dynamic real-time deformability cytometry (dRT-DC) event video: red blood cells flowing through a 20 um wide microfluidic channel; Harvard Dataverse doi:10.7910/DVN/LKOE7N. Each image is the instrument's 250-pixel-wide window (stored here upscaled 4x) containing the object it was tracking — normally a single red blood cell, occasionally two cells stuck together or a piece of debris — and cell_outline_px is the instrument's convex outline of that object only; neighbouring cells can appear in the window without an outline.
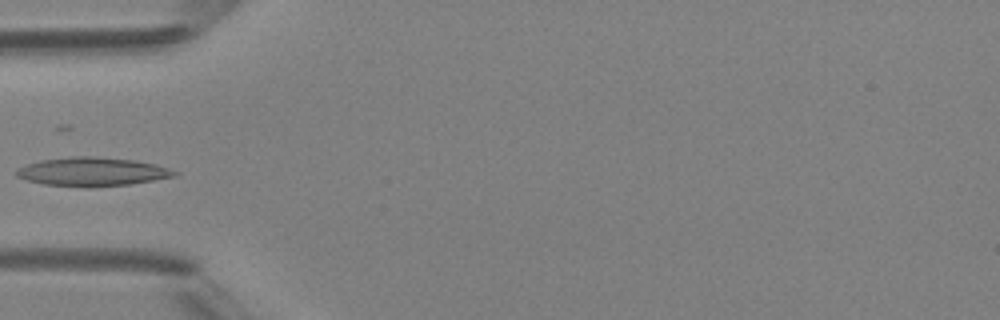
{"species": "Egyptian fruit bat (a non-hibernating species)", "species_latin": "Rousettus aegyptiacus", "temperature_condition": "room temperature", "stored_images_in_passage": 4, "camera_frame_rate_fps": 3000, "um_per_image_px": 0.085, "animal": {"sex": "female"}, "frame": {"image": 1, "passage_image": 4, "time_ms": 3.333, "image_size_px": [1000, 320], "cell_outline_px": [[180, 172], [176, 176], [128, 184], [88, 188], [44, 184], [28, 180], [16, 176], [16, 172], [20, 168], [28, 164], [40, 160], [72, 156], [92, 156], [132, 160], [156, 164]], "centroid_in_image_um": [7.86, 14.6], "position_along_channel_um": 77.1, "area_um2": 26.3}}